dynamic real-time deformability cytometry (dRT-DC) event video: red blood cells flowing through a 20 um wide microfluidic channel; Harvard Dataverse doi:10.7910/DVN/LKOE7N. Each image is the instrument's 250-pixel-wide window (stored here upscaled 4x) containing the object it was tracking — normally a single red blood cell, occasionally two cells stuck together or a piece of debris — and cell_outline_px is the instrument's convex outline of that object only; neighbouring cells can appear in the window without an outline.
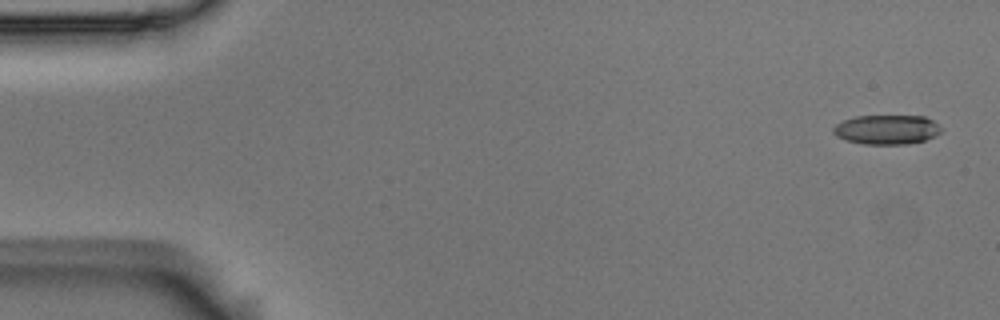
{"species": "Egyptian fruit bat (a non-hibernating species)", "species_latin": "Rousettus aegyptiacus", "temperature_condition": "room temperature", "stored_images_in_passage": 6, "segment_of_instrument_passage": [1, 2], "camera_frame_rate_fps": 3000, "um_per_image_px": 0.085, "animal": {"sex": "male"}, "frame": {"image": 1, "passage_image": 1, "time_ms": 0.0, "image_size_px": [1000, 320], "cell_outline_px": [[940, 132], [936, 136], [924, 140], [908, 144], [864, 144], [848, 140], [836, 136], [832, 132], [832, 128], [836, 124], [844, 120], [856, 116], [924, 116], [940, 124]], "centroid_in_image_um": [75.38, 11.01], "position_along_channel_um": 9.6, "area_um2": 18.5}}